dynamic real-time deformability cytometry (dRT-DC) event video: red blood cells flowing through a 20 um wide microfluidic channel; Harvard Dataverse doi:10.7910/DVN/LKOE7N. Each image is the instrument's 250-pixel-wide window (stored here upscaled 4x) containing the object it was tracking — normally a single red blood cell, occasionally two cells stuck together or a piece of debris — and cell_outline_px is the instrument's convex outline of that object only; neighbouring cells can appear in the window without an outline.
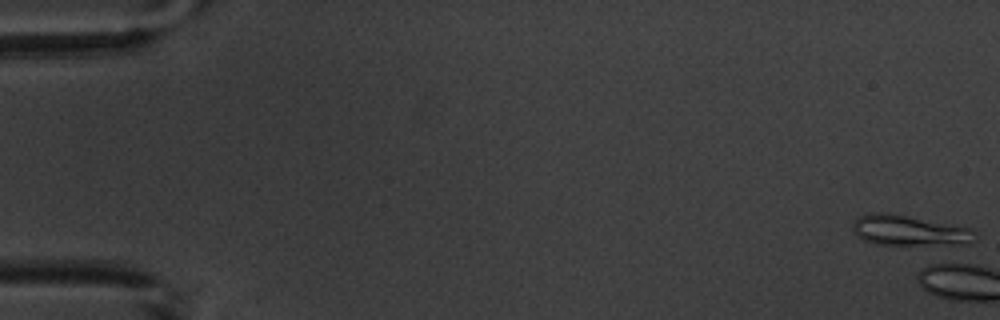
{"species": "common noctule bat (a hibernating species)", "species_latin": "Nyctalus noctula", "temperature_condition": "warm", "stored_images_in_passage": 2, "camera_frame_rate_fps": 3000, "um_per_image_px": 0.085, "animal": {"sex": "male", "body_mass_g": 20.1, "forearm_length_mm": 53.5}, "frame": {"image": 1, "passage_image": 1, "time_ms": 0.0, "image_size_px": [1000, 320], "cell_outline_px": [[976, 240], [968, 244], [876, 244], [864, 240], [856, 236], [852, 232], [852, 220], [860, 216], [872, 212], [884, 212], [972, 228]], "centroid_in_image_um": [77.22, 19.59], "position_along_channel_um": 7.8, "area_um2": 21.5}}